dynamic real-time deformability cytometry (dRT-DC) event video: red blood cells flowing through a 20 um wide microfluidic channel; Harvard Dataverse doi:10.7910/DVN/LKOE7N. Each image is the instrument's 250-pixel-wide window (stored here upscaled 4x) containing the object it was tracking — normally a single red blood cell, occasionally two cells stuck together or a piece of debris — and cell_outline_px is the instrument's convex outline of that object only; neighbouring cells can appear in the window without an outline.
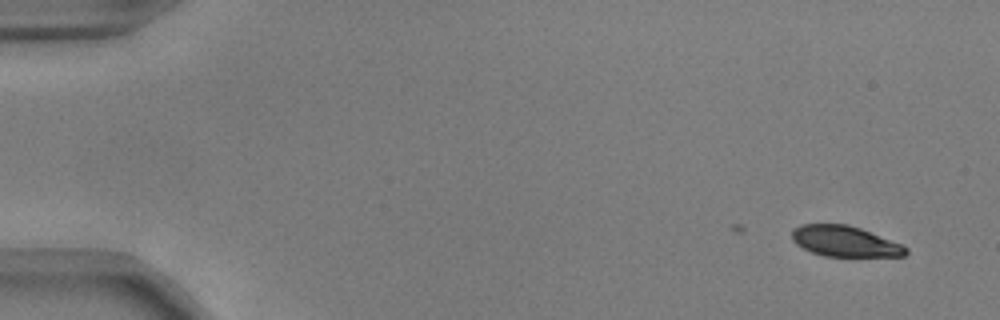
{"species": "common noctule bat (a hibernating species)", "species_latin": "Nyctalus noctula", "temperature_condition": "warm", "stored_images_in_passage": 4, "camera_frame_rate_fps": 3000, "um_per_image_px": 0.085, "animal": {"sex": "male", "body_mass_g": 17.9, "forearm_length_mm": 54.2}, "frame": {"image": 1, "passage_image": 4, "time_ms": 1.0, "image_size_px": [1000, 320], "cell_outline_px": [[908, 252], [904, 256], [824, 256], [812, 252], [796, 244], [792, 240], [792, 228], [800, 224], [848, 224], [860, 228], [900, 244], [908, 248]], "centroid_in_image_um": [71.77, 20.5], "position_along_channel_um": 13.2, "area_um2": 20.23}}